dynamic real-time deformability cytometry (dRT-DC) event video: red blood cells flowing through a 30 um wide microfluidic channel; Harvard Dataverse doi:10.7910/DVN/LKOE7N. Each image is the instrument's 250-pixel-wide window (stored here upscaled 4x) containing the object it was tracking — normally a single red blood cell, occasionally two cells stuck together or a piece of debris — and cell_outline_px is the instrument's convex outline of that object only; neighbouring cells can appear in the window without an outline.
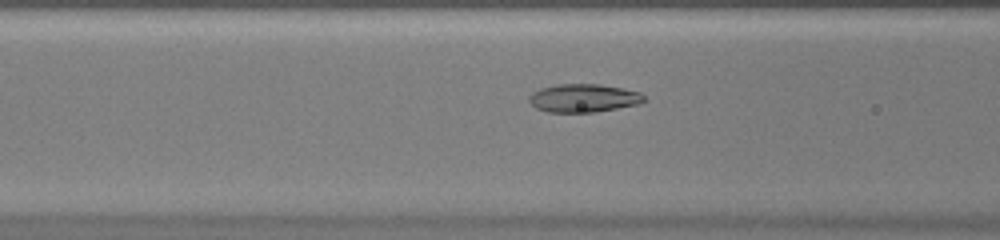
{"species": "common noctule bat (a hibernating species)", "species_latin": "Nyctalus noctula", "temperature_condition": "warm", "stored_images_in_passage": 39, "camera_frame_rate_fps": 3000, "um_per_image_px": 0.085, "animal": {"sex": "female", "body_mass_g": 20.0, "forearm_length_mm": 54.0}, "frame": {"image": 1, "passage_image": 8, "time_ms": 2.333, "image_size_px": [1000, 240], "cell_outline_px": [[644, 100], [640, 104], [596, 112], [548, 112], [536, 108], [528, 100], [528, 96], [532, 92], [540, 88], [556, 84], [600, 84], [624, 88], [640, 92], [644, 96]], "centroid_in_image_um": [49.59, 8.33], "position_along_channel_um": 117.0, "area_um2": 19.07}}
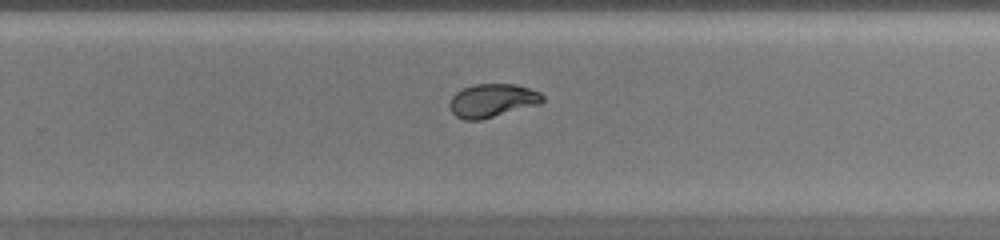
{"frame": {"image": 2, "passage_image": 21, "time_ms": 6.667, "image_size_px": [1000, 240], "cell_outline_px": [[544, 100], [540, 104], [480, 120], [464, 120], [456, 116], [452, 112], [448, 104], [452, 96], [456, 92], [464, 88], [476, 84], [516, 84], [540, 92], [544, 96]], "centroid_in_image_um": [41.85, 8.55], "position_along_channel_um": 288.0, "area_um2": 18.09}}
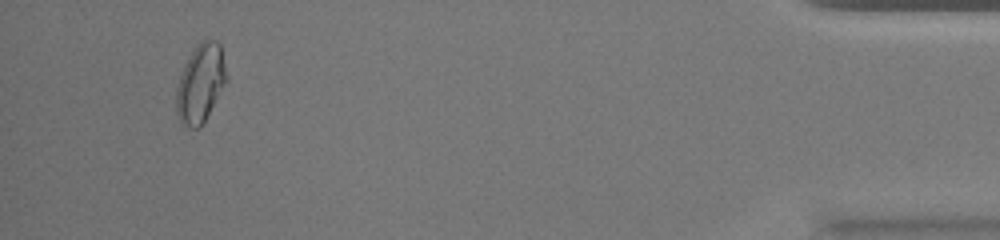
{"frame": {"image": 3, "passage_image": 36, "time_ms": 11.667, "image_size_px": [1000, 240], "cell_outline_px": [[228, 80], [200, 128], [192, 128], [184, 124], [180, 120], [176, 112], [176, 88], [184, 64], [196, 44], [204, 40], [216, 40], [220, 44], [228, 76]], "centroid_in_image_um": [17.05, 7.06], "position_along_channel_um": 418.1, "area_um2": 22.95}, "authors_computed_cell_mechanics": {"area_um2": 18.785, "velocity_mm_per_s": 3.955, "shape_relaxation_time_tau1_ms": 9.5542, "shape_relaxation_time_tau2_ms": 0.8132, "deformation_change_tau1": 0.267, "deformation_change_tau2": 0.037}}